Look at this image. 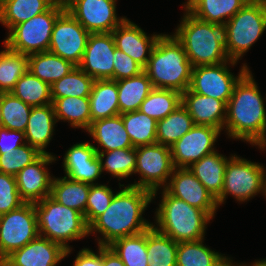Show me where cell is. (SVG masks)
Listing matches in <instances>:
<instances>
[{
  "label": "cell",
  "instance_id": "1",
  "mask_svg": "<svg viewBox=\"0 0 266 266\" xmlns=\"http://www.w3.org/2000/svg\"><path fill=\"white\" fill-rule=\"evenodd\" d=\"M152 198L151 191L129 184L114 195L105 212L89 225V233L100 232L105 241L100 239L99 246H108L118 238L145 232L153 224L145 221L142 214Z\"/></svg>",
  "mask_w": 266,
  "mask_h": 266
},
{
  "label": "cell",
  "instance_id": "2",
  "mask_svg": "<svg viewBox=\"0 0 266 266\" xmlns=\"http://www.w3.org/2000/svg\"><path fill=\"white\" fill-rule=\"evenodd\" d=\"M226 111L224 125L230 137L245 140L260 148L266 146V111L249 70L234 86Z\"/></svg>",
  "mask_w": 266,
  "mask_h": 266
},
{
  "label": "cell",
  "instance_id": "3",
  "mask_svg": "<svg viewBox=\"0 0 266 266\" xmlns=\"http://www.w3.org/2000/svg\"><path fill=\"white\" fill-rule=\"evenodd\" d=\"M193 66L175 36L161 35L144 71L154 88L185 92L191 83Z\"/></svg>",
  "mask_w": 266,
  "mask_h": 266
},
{
  "label": "cell",
  "instance_id": "4",
  "mask_svg": "<svg viewBox=\"0 0 266 266\" xmlns=\"http://www.w3.org/2000/svg\"><path fill=\"white\" fill-rule=\"evenodd\" d=\"M174 36L183 45L193 67L228 61L236 64L226 53L222 25L201 21L186 10Z\"/></svg>",
  "mask_w": 266,
  "mask_h": 266
},
{
  "label": "cell",
  "instance_id": "5",
  "mask_svg": "<svg viewBox=\"0 0 266 266\" xmlns=\"http://www.w3.org/2000/svg\"><path fill=\"white\" fill-rule=\"evenodd\" d=\"M163 190V199L156 214L160 227L154 228L177 243L203 240L206 224L211 217Z\"/></svg>",
  "mask_w": 266,
  "mask_h": 266
},
{
  "label": "cell",
  "instance_id": "6",
  "mask_svg": "<svg viewBox=\"0 0 266 266\" xmlns=\"http://www.w3.org/2000/svg\"><path fill=\"white\" fill-rule=\"evenodd\" d=\"M39 235L69 249L67 241L80 239L89 234L84 215L66 207L50 195L34 203ZM42 232V233H41Z\"/></svg>",
  "mask_w": 266,
  "mask_h": 266
},
{
  "label": "cell",
  "instance_id": "7",
  "mask_svg": "<svg viewBox=\"0 0 266 266\" xmlns=\"http://www.w3.org/2000/svg\"><path fill=\"white\" fill-rule=\"evenodd\" d=\"M223 27L226 53L237 62L266 29V0H250Z\"/></svg>",
  "mask_w": 266,
  "mask_h": 266
},
{
  "label": "cell",
  "instance_id": "8",
  "mask_svg": "<svg viewBox=\"0 0 266 266\" xmlns=\"http://www.w3.org/2000/svg\"><path fill=\"white\" fill-rule=\"evenodd\" d=\"M65 9L57 1L49 10L14 26L4 45L27 56L48 51L55 21Z\"/></svg>",
  "mask_w": 266,
  "mask_h": 266
},
{
  "label": "cell",
  "instance_id": "9",
  "mask_svg": "<svg viewBox=\"0 0 266 266\" xmlns=\"http://www.w3.org/2000/svg\"><path fill=\"white\" fill-rule=\"evenodd\" d=\"M260 191L266 195L263 166L234 155L227 162L223 190L216 201L218 205L222 204L228 194H232L238 201H245Z\"/></svg>",
  "mask_w": 266,
  "mask_h": 266
},
{
  "label": "cell",
  "instance_id": "10",
  "mask_svg": "<svg viewBox=\"0 0 266 266\" xmlns=\"http://www.w3.org/2000/svg\"><path fill=\"white\" fill-rule=\"evenodd\" d=\"M39 235L34 203L0 215V263Z\"/></svg>",
  "mask_w": 266,
  "mask_h": 266
},
{
  "label": "cell",
  "instance_id": "11",
  "mask_svg": "<svg viewBox=\"0 0 266 266\" xmlns=\"http://www.w3.org/2000/svg\"><path fill=\"white\" fill-rule=\"evenodd\" d=\"M173 170L170 147L160 143L138 146L134 173L139 172L142 179L130 186L149 190L152 197H155L158 187L167 181Z\"/></svg>",
  "mask_w": 266,
  "mask_h": 266
},
{
  "label": "cell",
  "instance_id": "12",
  "mask_svg": "<svg viewBox=\"0 0 266 266\" xmlns=\"http://www.w3.org/2000/svg\"><path fill=\"white\" fill-rule=\"evenodd\" d=\"M90 33L65 9L55 21L48 51L78 66Z\"/></svg>",
  "mask_w": 266,
  "mask_h": 266
},
{
  "label": "cell",
  "instance_id": "13",
  "mask_svg": "<svg viewBox=\"0 0 266 266\" xmlns=\"http://www.w3.org/2000/svg\"><path fill=\"white\" fill-rule=\"evenodd\" d=\"M226 63L193 67L189 89L192 92L221 100L227 105L233 94L234 86L248 71V67L244 65L237 78L229 72Z\"/></svg>",
  "mask_w": 266,
  "mask_h": 266
},
{
  "label": "cell",
  "instance_id": "14",
  "mask_svg": "<svg viewBox=\"0 0 266 266\" xmlns=\"http://www.w3.org/2000/svg\"><path fill=\"white\" fill-rule=\"evenodd\" d=\"M115 2V0H69L65 7L89 33H110L126 19L117 18Z\"/></svg>",
  "mask_w": 266,
  "mask_h": 266
},
{
  "label": "cell",
  "instance_id": "15",
  "mask_svg": "<svg viewBox=\"0 0 266 266\" xmlns=\"http://www.w3.org/2000/svg\"><path fill=\"white\" fill-rule=\"evenodd\" d=\"M220 130L208 125H194L170 148L174 168H188L203 156L215 152L212 148Z\"/></svg>",
  "mask_w": 266,
  "mask_h": 266
},
{
  "label": "cell",
  "instance_id": "16",
  "mask_svg": "<svg viewBox=\"0 0 266 266\" xmlns=\"http://www.w3.org/2000/svg\"><path fill=\"white\" fill-rule=\"evenodd\" d=\"M116 49L110 33H90L78 67L94 80H114L113 57Z\"/></svg>",
  "mask_w": 266,
  "mask_h": 266
},
{
  "label": "cell",
  "instance_id": "17",
  "mask_svg": "<svg viewBox=\"0 0 266 266\" xmlns=\"http://www.w3.org/2000/svg\"><path fill=\"white\" fill-rule=\"evenodd\" d=\"M169 185L164 189L173 197L205 211L211 218L218 207L216 198L188 168H174Z\"/></svg>",
  "mask_w": 266,
  "mask_h": 266
},
{
  "label": "cell",
  "instance_id": "18",
  "mask_svg": "<svg viewBox=\"0 0 266 266\" xmlns=\"http://www.w3.org/2000/svg\"><path fill=\"white\" fill-rule=\"evenodd\" d=\"M71 249L65 250L60 244L38 235L28 244L13 251L0 266H56Z\"/></svg>",
  "mask_w": 266,
  "mask_h": 266
},
{
  "label": "cell",
  "instance_id": "19",
  "mask_svg": "<svg viewBox=\"0 0 266 266\" xmlns=\"http://www.w3.org/2000/svg\"><path fill=\"white\" fill-rule=\"evenodd\" d=\"M53 160L55 157L44 153L15 175L19 196L25 203H36L50 195L53 178L45 166Z\"/></svg>",
  "mask_w": 266,
  "mask_h": 266
},
{
  "label": "cell",
  "instance_id": "20",
  "mask_svg": "<svg viewBox=\"0 0 266 266\" xmlns=\"http://www.w3.org/2000/svg\"><path fill=\"white\" fill-rule=\"evenodd\" d=\"M64 171L67 178L93 185L102 173L101 160L95 146L90 143H78L72 146L64 156Z\"/></svg>",
  "mask_w": 266,
  "mask_h": 266
},
{
  "label": "cell",
  "instance_id": "21",
  "mask_svg": "<svg viewBox=\"0 0 266 266\" xmlns=\"http://www.w3.org/2000/svg\"><path fill=\"white\" fill-rule=\"evenodd\" d=\"M112 35L116 48L132 57L143 68L147 66L150 54L161 36L160 34L148 37L141 28L128 19L112 31ZM147 52L149 57L146 56Z\"/></svg>",
  "mask_w": 266,
  "mask_h": 266
},
{
  "label": "cell",
  "instance_id": "22",
  "mask_svg": "<svg viewBox=\"0 0 266 266\" xmlns=\"http://www.w3.org/2000/svg\"><path fill=\"white\" fill-rule=\"evenodd\" d=\"M182 105L188 110L194 125H208L220 131L225 127L227 105L223 101L192 92L188 88L182 93Z\"/></svg>",
  "mask_w": 266,
  "mask_h": 266
},
{
  "label": "cell",
  "instance_id": "23",
  "mask_svg": "<svg viewBox=\"0 0 266 266\" xmlns=\"http://www.w3.org/2000/svg\"><path fill=\"white\" fill-rule=\"evenodd\" d=\"M87 131L105 149L95 147L96 152L133 148L120 114L92 122Z\"/></svg>",
  "mask_w": 266,
  "mask_h": 266
},
{
  "label": "cell",
  "instance_id": "24",
  "mask_svg": "<svg viewBox=\"0 0 266 266\" xmlns=\"http://www.w3.org/2000/svg\"><path fill=\"white\" fill-rule=\"evenodd\" d=\"M250 0H188L185 9L195 18L224 25Z\"/></svg>",
  "mask_w": 266,
  "mask_h": 266
},
{
  "label": "cell",
  "instance_id": "25",
  "mask_svg": "<svg viewBox=\"0 0 266 266\" xmlns=\"http://www.w3.org/2000/svg\"><path fill=\"white\" fill-rule=\"evenodd\" d=\"M56 121L52 103L45 106L32 107L25 130L28 144L37 148L42 154L48 153L44 148L51 140Z\"/></svg>",
  "mask_w": 266,
  "mask_h": 266
},
{
  "label": "cell",
  "instance_id": "26",
  "mask_svg": "<svg viewBox=\"0 0 266 266\" xmlns=\"http://www.w3.org/2000/svg\"><path fill=\"white\" fill-rule=\"evenodd\" d=\"M227 162V158L215 151L203 156L199 161L191 164L188 169L217 199L223 190Z\"/></svg>",
  "mask_w": 266,
  "mask_h": 266
},
{
  "label": "cell",
  "instance_id": "27",
  "mask_svg": "<svg viewBox=\"0 0 266 266\" xmlns=\"http://www.w3.org/2000/svg\"><path fill=\"white\" fill-rule=\"evenodd\" d=\"M91 123L119 113L117 81L94 80L89 95Z\"/></svg>",
  "mask_w": 266,
  "mask_h": 266
},
{
  "label": "cell",
  "instance_id": "28",
  "mask_svg": "<svg viewBox=\"0 0 266 266\" xmlns=\"http://www.w3.org/2000/svg\"><path fill=\"white\" fill-rule=\"evenodd\" d=\"M119 113L139 110L141 103L154 89L145 71L131 78L117 80Z\"/></svg>",
  "mask_w": 266,
  "mask_h": 266
},
{
  "label": "cell",
  "instance_id": "29",
  "mask_svg": "<svg viewBox=\"0 0 266 266\" xmlns=\"http://www.w3.org/2000/svg\"><path fill=\"white\" fill-rule=\"evenodd\" d=\"M76 67L50 51L28 55V70L50 86Z\"/></svg>",
  "mask_w": 266,
  "mask_h": 266
},
{
  "label": "cell",
  "instance_id": "30",
  "mask_svg": "<svg viewBox=\"0 0 266 266\" xmlns=\"http://www.w3.org/2000/svg\"><path fill=\"white\" fill-rule=\"evenodd\" d=\"M56 2L57 0H8L0 8V22L11 30L14 26L49 10Z\"/></svg>",
  "mask_w": 266,
  "mask_h": 266
},
{
  "label": "cell",
  "instance_id": "31",
  "mask_svg": "<svg viewBox=\"0 0 266 266\" xmlns=\"http://www.w3.org/2000/svg\"><path fill=\"white\" fill-rule=\"evenodd\" d=\"M90 185L65 176L61 179L55 178L52 180L50 196L62 205L85 215Z\"/></svg>",
  "mask_w": 266,
  "mask_h": 266
},
{
  "label": "cell",
  "instance_id": "32",
  "mask_svg": "<svg viewBox=\"0 0 266 266\" xmlns=\"http://www.w3.org/2000/svg\"><path fill=\"white\" fill-rule=\"evenodd\" d=\"M202 243V240L178 243L176 266H226L230 262Z\"/></svg>",
  "mask_w": 266,
  "mask_h": 266
},
{
  "label": "cell",
  "instance_id": "33",
  "mask_svg": "<svg viewBox=\"0 0 266 266\" xmlns=\"http://www.w3.org/2000/svg\"><path fill=\"white\" fill-rule=\"evenodd\" d=\"M194 126L192 117L182 103L168 116L157 121L156 141L171 147Z\"/></svg>",
  "mask_w": 266,
  "mask_h": 266
},
{
  "label": "cell",
  "instance_id": "34",
  "mask_svg": "<svg viewBox=\"0 0 266 266\" xmlns=\"http://www.w3.org/2000/svg\"><path fill=\"white\" fill-rule=\"evenodd\" d=\"M178 243L157 231L152 225L146 230L148 266H176Z\"/></svg>",
  "mask_w": 266,
  "mask_h": 266
},
{
  "label": "cell",
  "instance_id": "35",
  "mask_svg": "<svg viewBox=\"0 0 266 266\" xmlns=\"http://www.w3.org/2000/svg\"><path fill=\"white\" fill-rule=\"evenodd\" d=\"M31 107L52 103L50 85L27 70L10 92Z\"/></svg>",
  "mask_w": 266,
  "mask_h": 266
},
{
  "label": "cell",
  "instance_id": "36",
  "mask_svg": "<svg viewBox=\"0 0 266 266\" xmlns=\"http://www.w3.org/2000/svg\"><path fill=\"white\" fill-rule=\"evenodd\" d=\"M56 120H68L73 127L88 129L91 124L89 97H64L52 102Z\"/></svg>",
  "mask_w": 266,
  "mask_h": 266
},
{
  "label": "cell",
  "instance_id": "37",
  "mask_svg": "<svg viewBox=\"0 0 266 266\" xmlns=\"http://www.w3.org/2000/svg\"><path fill=\"white\" fill-rule=\"evenodd\" d=\"M133 147L157 143V121L139 110L120 114Z\"/></svg>",
  "mask_w": 266,
  "mask_h": 266
},
{
  "label": "cell",
  "instance_id": "38",
  "mask_svg": "<svg viewBox=\"0 0 266 266\" xmlns=\"http://www.w3.org/2000/svg\"><path fill=\"white\" fill-rule=\"evenodd\" d=\"M182 103V94L171 89L154 88L141 103L139 111L156 121L173 112Z\"/></svg>",
  "mask_w": 266,
  "mask_h": 266
},
{
  "label": "cell",
  "instance_id": "39",
  "mask_svg": "<svg viewBox=\"0 0 266 266\" xmlns=\"http://www.w3.org/2000/svg\"><path fill=\"white\" fill-rule=\"evenodd\" d=\"M108 246L125 266H148L146 231L137 235L118 238Z\"/></svg>",
  "mask_w": 266,
  "mask_h": 266
},
{
  "label": "cell",
  "instance_id": "40",
  "mask_svg": "<svg viewBox=\"0 0 266 266\" xmlns=\"http://www.w3.org/2000/svg\"><path fill=\"white\" fill-rule=\"evenodd\" d=\"M94 79L76 66L68 75L54 82L51 86L52 102L64 97H89Z\"/></svg>",
  "mask_w": 266,
  "mask_h": 266
},
{
  "label": "cell",
  "instance_id": "41",
  "mask_svg": "<svg viewBox=\"0 0 266 266\" xmlns=\"http://www.w3.org/2000/svg\"><path fill=\"white\" fill-rule=\"evenodd\" d=\"M0 52V93H9L28 70V56L5 46Z\"/></svg>",
  "mask_w": 266,
  "mask_h": 266
},
{
  "label": "cell",
  "instance_id": "42",
  "mask_svg": "<svg viewBox=\"0 0 266 266\" xmlns=\"http://www.w3.org/2000/svg\"><path fill=\"white\" fill-rule=\"evenodd\" d=\"M3 128L25 132L32 107L12 93H0Z\"/></svg>",
  "mask_w": 266,
  "mask_h": 266
},
{
  "label": "cell",
  "instance_id": "43",
  "mask_svg": "<svg viewBox=\"0 0 266 266\" xmlns=\"http://www.w3.org/2000/svg\"><path fill=\"white\" fill-rule=\"evenodd\" d=\"M101 160L102 171L110 172L114 177L123 179L134 173L136 168V147L96 152ZM107 154L105 163L103 158Z\"/></svg>",
  "mask_w": 266,
  "mask_h": 266
},
{
  "label": "cell",
  "instance_id": "44",
  "mask_svg": "<svg viewBox=\"0 0 266 266\" xmlns=\"http://www.w3.org/2000/svg\"><path fill=\"white\" fill-rule=\"evenodd\" d=\"M42 153L35 147L24 144L13 153L0 154V173L10 174L15 176L18 172L24 169L37 160Z\"/></svg>",
  "mask_w": 266,
  "mask_h": 266
},
{
  "label": "cell",
  "instance_id": "45",
  "mask_svg": "<svg viewBox=\"0 0 266 266\" xmlns=\"http://www.w3.org/2000/svg\"><path fill=\"white\" fill-rule=\"evenodd\" d=\"M112 190L106 185H90L87 198L85 221L89 226L98 216L109 207L113 197Z\"/></svg>",
  "mask_w": 266,
  "mask_h": 266
},
{
  "label": "cell",
  "instance_id": "46",
  "mask_svg": "<svg viewBox=\"0 0 266 266\" xmlns=\"http://www.w3.org/2000/svg\"><path fill=\"white\" fill-rule=\"evenodd\" d=\"M24 203L19 196L15 176L0 173V215L15 210Z\"/></svg>",
  "mask_w": 266,
  "mask_h": 266
},
{
  "label": "cell",
  "instance_id": "47",
  "mask_svg": "<svg viewBox=\"0 0 266 266\" xmlns=\"http://www.w3.org/2000/svg\"><path fill=\"white\" fill-rule=\"evenodd\" d=\"M113 65L115 81L131 78L144 71V68L132 57L117 48L114 51Z\"/></svg>",
  "mask_w": 266,
  "mask_h": 266
},
{
  "label": "cell",
  "instance_id": "48",
  "mask_svg": "<svg viewBox=\"0 0 266 266\" xmlns=\"http://www.w3.org/2000/svg\"><path fill=\"white\" fill-rule=\"evenodd\" d=\"M24 139H26L25 132L9 130L3 127L0 128V154H4L6 152H9L10 154L13 153L20 146L25 144L24 142L21 144V141Z\"/></svg>",
  "mask_w": 266,
  "mask_h": 266
},
{
  "label": "cell",
  "instance_id": "49",
  "mask_svg": "<svg viewBox=\"0 0 266 266\" xmlns=\"http://www.w3.org/2000/svg\"><path fill=\"white\" fill-rule=\"evenodd\" d=\"M73 266H102V246H99V254L86 248L79 251Z\"/></svg>",
  "mask_w": 266,
  "mask_h": 266
},
{
  "label": "cell",
  "instance_id": "50",
  "mask_svg": "<svg viewBox=\"0 0 266 266\" xmlns=\"http://www.w3.org/2000/svg\"><path fill=\"white\" fill-rule=\"evenodd\" d=\"M102 266H125V265L109 246H102Z\"/></svg>",
  "mask_w": 266,
  "mask_h": 266
},
{
  "label": "cell",
  "instance_id": "51",
  "mask_svg": "<svg viewBox=\"0 0 266 266\" xmlns=\"http://www.w3.org/2000/svg\"><path fill=\"white\" fill-rule=\"evenodd\" d=\"M252 266H266V260L256 261Z\"/></svg>",
  "mask_w": 266,
  "mask_h": 266
},
{
  "label": "cell",
  "instance_id": "52",
  "mask_svg": "<svg viewBox=\"0 0 266 266\" xmlns=\"http://www.w3.org/2000/svg\"><path fill=\"white\" fill-rule=\"evenodd\" d=\"M8 0H0V8L7 2Z\"/></svg>",
  "mask_w": 266,
  "mask_h": 266
},
{
  "label": "cell",
  "instance_id": "53",
  "mask_svg": "<svg viewBox=\"0 0 266 266\" xmlns=\"http://www.w3.org/2000/svg\"><path fill=\"white\" fill-rule=\"evenodd\" d=\"M3 127V124H2V116H1V108H0V128Z\"/></svg>",
  "mask_w": 266,
  "mask_h": 266
},
{
  "label": "cell",
  "instance_id": "54",
  "mask_svg": "<svg viewBox=\"0 0 266 266\" xmlns=\"http://www.w3.org/2000/svg\"><path fill=\"white\" fill-rule=\"evenodd\" d=\"M57 1H59L61 4H66L69 0H57Z\"/></svg>",
  "mask_w": 266,
  "mask_h": 266
},
{
  "label": "cell",
  "instance_id": "55",
  "mask_svg": "<svg viewBox=\"0 0 266 266\" xmlns=\"http://www.w3.org/2000/svg\"><path fill=\"white\" fill-rule=\"evenodd\" d=\"M229 266H234V265H232V263H231V261L229 262ZM238 266V265H237ZM239 266H242V265H239ZM245 266V265H244Z\"/></svg>",
  "mask_w": 266,
  "mask_h": 266
}]
</instances>
